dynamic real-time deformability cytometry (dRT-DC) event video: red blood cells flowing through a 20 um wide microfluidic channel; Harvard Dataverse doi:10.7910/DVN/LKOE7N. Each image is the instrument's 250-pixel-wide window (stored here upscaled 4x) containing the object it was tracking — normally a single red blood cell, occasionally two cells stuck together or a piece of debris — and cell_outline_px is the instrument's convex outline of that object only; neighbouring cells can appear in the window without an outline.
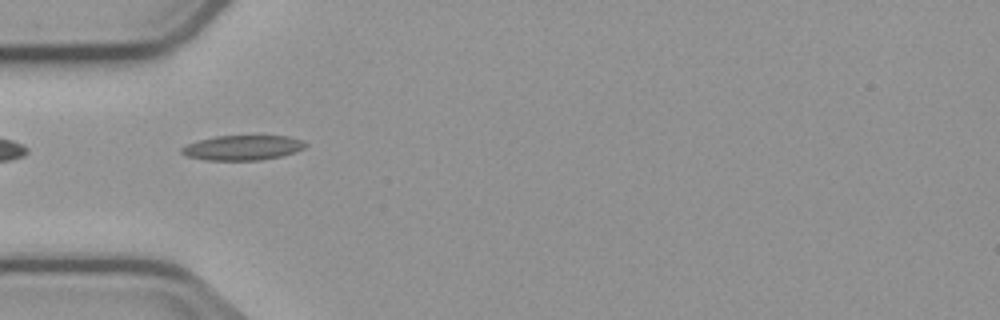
{"species": "common noctule bat (a hibernating species)", "species_latin": "Nyctalus noctula", "temperature_condition": "cold", "stored_images_in_passage": 6, "camera_frame_rate_fps": 3000, "um_per_image_px": 0.085, "animal": {"sex": "male", "body_mass_g": 23.1, "forearm_length_mm": 52.7}, "frame": {"image": 1, "passage_image": 6, "time_ms": 6.333, "image_size_px": [1000, 320], "cell_outline_px": [[308, 144], [304, 148], [296, 152], [284, 156], [260, 160], [204, 160], [184, 156], [180, 152], [180, 148], [188, 144], [200, 140], [216, 136], [288, 136], [304, 140]], "centroid_in_image_um": [20.65, 12.56], "position_along_channel_um": 64.4, "area_um2": 18.15}}